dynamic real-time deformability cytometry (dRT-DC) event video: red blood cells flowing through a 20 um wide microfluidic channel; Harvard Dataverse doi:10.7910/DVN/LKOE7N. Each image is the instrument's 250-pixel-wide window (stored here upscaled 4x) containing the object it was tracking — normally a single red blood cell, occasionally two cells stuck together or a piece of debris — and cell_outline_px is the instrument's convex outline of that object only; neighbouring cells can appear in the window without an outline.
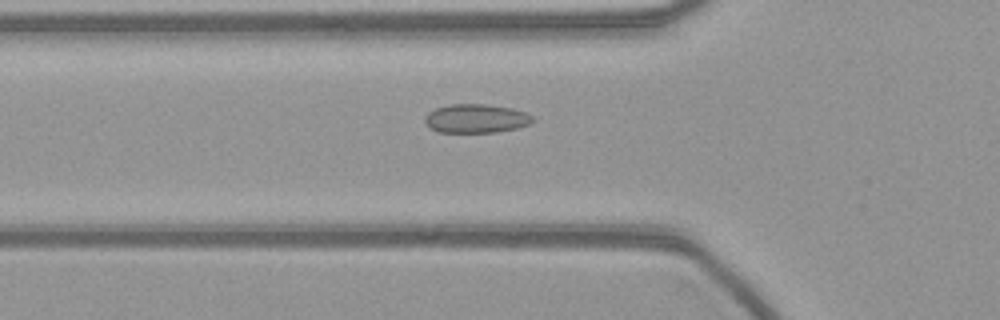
{"species": "common noctule bat (a hibernating species)", "species_latin": "Nyctalus noctula", "temperature_condition": "warm", "stored_images_in_passage": 56, "camera_frame_rate_fps": 3000, "um_per_image_px": 0.085, "animal": {"sex": "female", "body_mass_g": 21.9}, "frame": {"image": 1, "passage_image": 19, "time_ms": 6.0, "image_size_px": [1000, 320], "cell_outline_px": [[536, 120], [532, 124], [520, 128], [496, 132], [440, 132], [432, 128], [424, 120], [428, 112], [436, 108], [448, 104], [488, 104], [512, 108], [524, 112], [532, 116]], "centroid_in_image_um": [40.53, 10.07], "position_along_channel_um": 85.3, "area_um2": 18.21}}
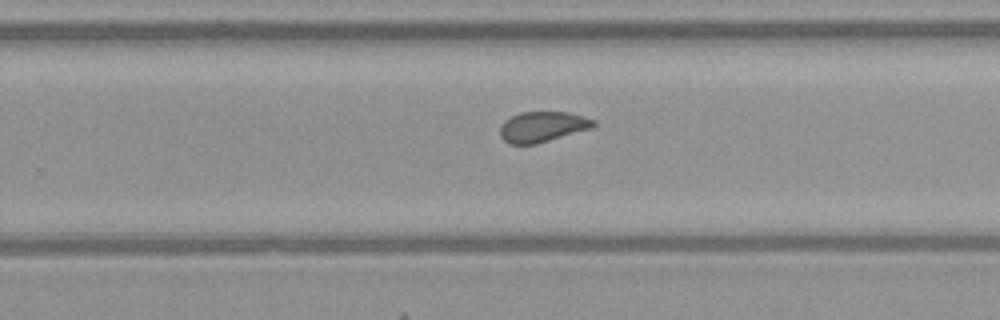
{"frame": {"image": 2, "passage_image": 35, "time_ms": 11.333, "image_size_px": [1000, 320], "cell_outline_px": [[596, 124], [592, 128], [536, 144], [508, 144], [500, 136], [500, 128], [504, 120], [520, 112], [568, 112], [596, 120]], "centroid_in_image_um": [46.1, 10.77], "position_along_channel_um": 283.7, "area_um2": 16.59}}
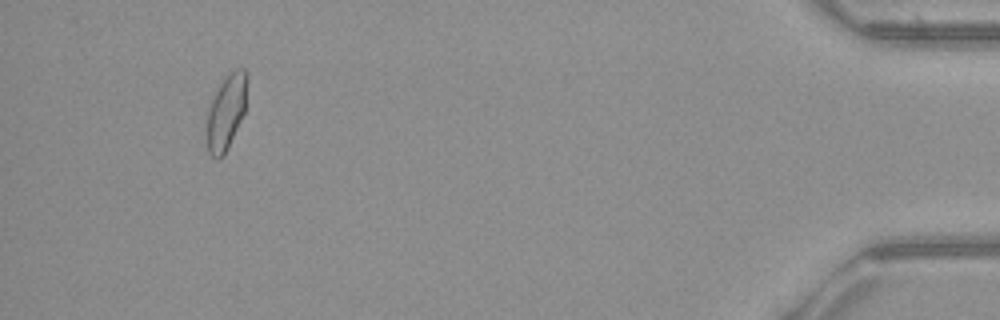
{"frame": {"image": 3, "passage_image": 52, "time_ms": 17.0, "image_size_px": [1000, 320], "cell_outline_px": [[248, 80], [244, 112], [228, 148], [224, 156], [220, 160], [216, 160], [208, 152], [208, 112], [212, 100], [220, 84], [228, 72], [236, 68], [244, 68], [248, 72]], "centroid_in_image_um": [19.27, 9.49], "position_along_channel_um": 415.9, "area_um2": 17.51}}